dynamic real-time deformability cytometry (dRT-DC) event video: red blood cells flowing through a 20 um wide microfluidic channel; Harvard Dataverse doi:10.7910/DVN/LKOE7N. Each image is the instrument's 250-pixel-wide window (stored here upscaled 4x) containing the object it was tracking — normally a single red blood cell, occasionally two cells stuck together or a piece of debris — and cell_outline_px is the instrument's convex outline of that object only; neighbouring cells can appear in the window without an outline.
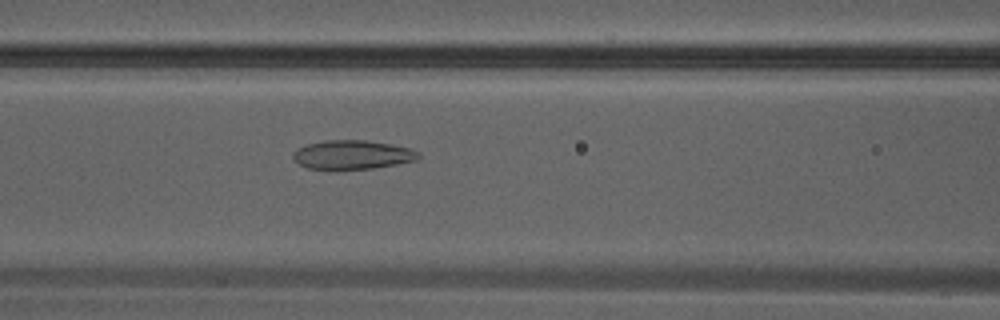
{"species": "Egyptian fruit bat (a non-hibernating species)", "species_latin": "Rousettus aegyptiacus", "temperature_condition": "warm", "stored_images_in_passage": 26, "camera_frame_rate_fps": 3000, "um_per_image_px": 0.085, "animal": {"sex": "male"}, "frame": {"image": 1, "passage_image": 5, "time_ms": 1.333, "image_size_px": [1000, 320], "cell_outline_px": [[420, 156], [416, 160], [396, 164], [372, 168], [308, 168], [292, 160], [292, 152], [308, 144], [324, 140], [364, 140], [392, 144], [412, 148], [420, 152]], "centroid_in_image_um": [29.98, 13.13], "position_along_channel_um": 136.6, "area_um2": 20.92}}
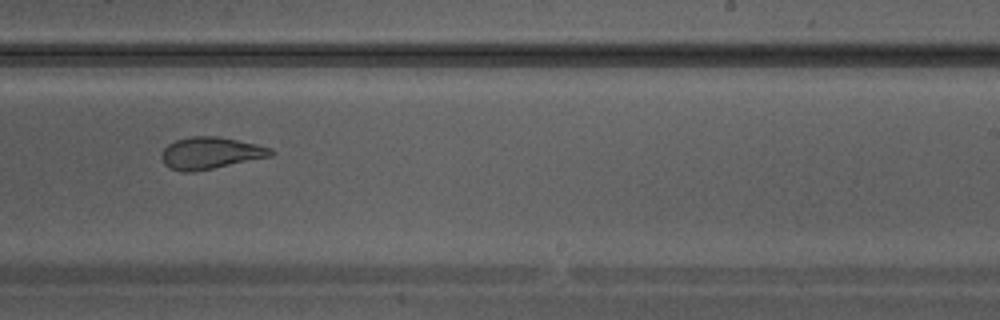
{"frame": {"image": 2, "passage_image": 12, "time_ms": 3.667, "image_size_px": [1000, 320], "cell_outline_px": [[276, 152], [272, 156], [196, 172], [184, 172], [168, 168], [164, 164], [160, 156], [164, 148], [168, 144], [176, 140], [192, 136], [220, 136], [256, 144], [272, 148]], "centroid_in_image_um": [17.89, 13.01], "position_along_channel_um": 271.1, "area_um2": 20.58}}